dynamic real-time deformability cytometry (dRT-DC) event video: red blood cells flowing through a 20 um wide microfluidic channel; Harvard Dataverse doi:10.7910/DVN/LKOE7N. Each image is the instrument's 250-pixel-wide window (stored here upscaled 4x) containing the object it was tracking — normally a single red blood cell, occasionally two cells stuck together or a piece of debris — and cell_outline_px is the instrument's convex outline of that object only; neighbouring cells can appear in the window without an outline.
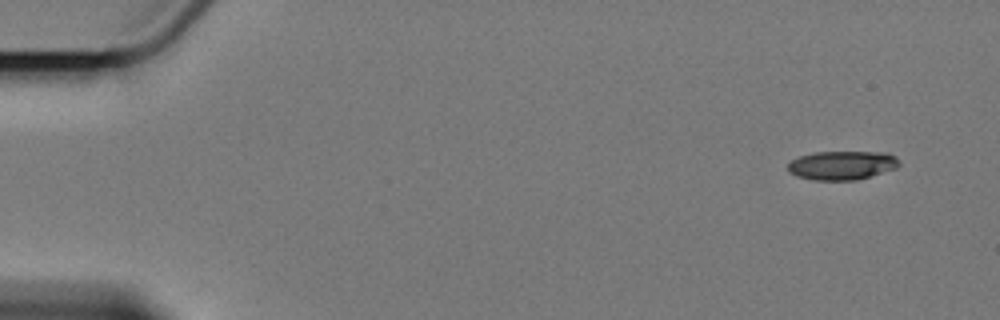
{"species": "Egyptian fruit bat (a non-hibernating species)", "species_latin": "Rousettus aegyptiacus", "temperature_condition": "cold", "stored_images_in_passage": 5, "camera_frame_rate_fps": 3000, "um_per_image_px": 0.085, "animal": {"sex": "female"}, "frame": {"image": 1, "passage_image": 1, "time_ms": 0.0, "image_size_px": [1000, 320], "cell_outline_px": [[900, 164], [896, 168], [856, 180], [812, 180], [796, 176], [788, 172], [788, 164], [792, 160], [800, 156], [816, 152], [888, 152], [896, 156], [900, 160]], "centroid_in_image_um": [71.58, 14.05], "position_along_channel_um": 13.4, "area_um2": 18.79}}
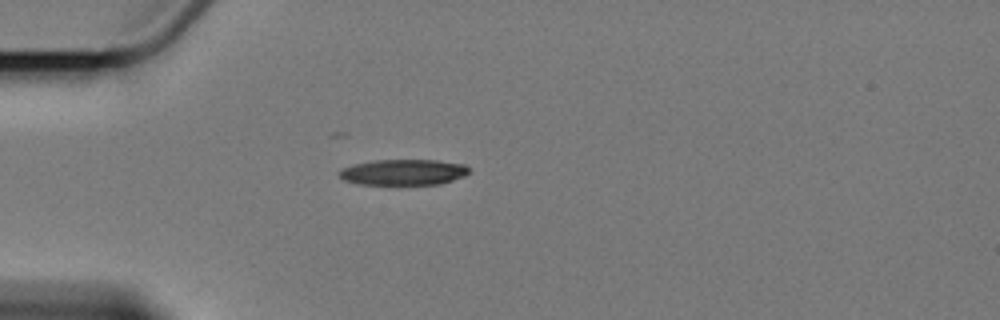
{"frame": {"image": 2, "passage_image": 5, "time_ms": 4.333, "image_size_px": [1000, 320], "cell_outline_px": [[472, 172], [464, 176], [440, 184], [360, 184], [344, 180], [336, 172], [352, 164], [372, 160], [436, 160], [464, 164]], "centroid_in_image_um": [34.29, 14.63], "position_along_channel_um": 50.7, "area_um2": 19.54}}